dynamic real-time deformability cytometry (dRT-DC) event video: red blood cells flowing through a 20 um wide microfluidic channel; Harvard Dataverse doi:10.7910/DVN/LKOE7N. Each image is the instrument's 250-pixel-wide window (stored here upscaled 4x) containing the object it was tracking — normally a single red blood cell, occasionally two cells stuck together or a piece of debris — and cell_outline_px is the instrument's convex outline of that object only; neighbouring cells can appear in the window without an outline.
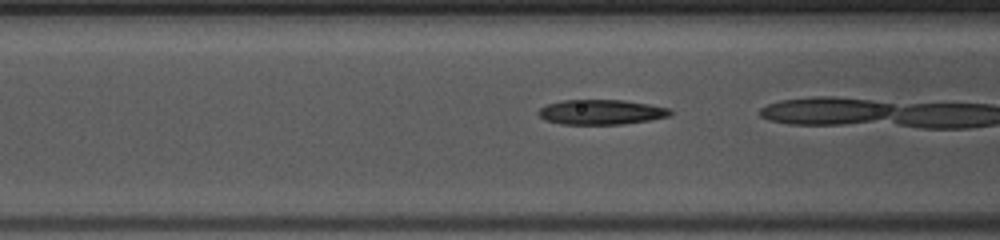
{"species": "common noctule bat (a hibernating species)", "species_latin": "Nyctalus noctula", "temperature_condition": "warm", "stored_images_in_passage": 16, "camera_frame_rate_fps": 3000, "um_per_image_px": 0.085, "animal": {"sex": "female", "body_mass_g": 10.0, "forearm_length_mm": 53.1}, "frame": {"image": 1, "passage_image": 14, "time_ms": 4.333, "image_size_px": [1000, 240], "cell_outline_px": [[672, 116], [652, 120], [620, 124], [560, 124], [544, 120], [536, 112], [540, 108], [548, 104], [564, 100], [624, 100], [648, 104], [668, 108], [672, 112]], "centroid_in_image_um": [51.1, 9.53], "position_along_channel_um": 115.5, "area_um2": 19.19}}